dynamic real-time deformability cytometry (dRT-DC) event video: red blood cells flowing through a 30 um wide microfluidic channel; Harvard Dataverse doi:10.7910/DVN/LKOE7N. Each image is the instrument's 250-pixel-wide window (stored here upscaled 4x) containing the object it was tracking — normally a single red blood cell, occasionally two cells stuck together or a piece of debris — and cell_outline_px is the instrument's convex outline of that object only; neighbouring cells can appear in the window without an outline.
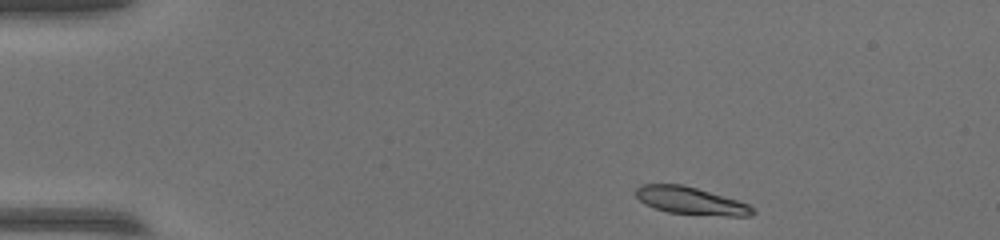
{"species": "common noctule bat (a hibernating species)", "species_latin": "Nyctalus noctula", "temperature_condition": "warm", "stored_images_in_passage": 46, "camera_frame_rate_fps": 3000, "um_per_image_px": 0.085, "animal": {"sex": "female", "body_mass_g": 17.0, "forearm_length_mm": 48.0}, "frame": {"image": 1, "passage_image": 1, "time_ms": 0.0, "image_size_px": [1000, 240], "cell_outline_px": [[756, 212], [752, 216], [728, 216], [668, 212], [644, 204], [636, 196], [636, 188], [640, 184], [680, 184], [696, 188], [736, 200], [748, 204], [756, 208]], "centroid_in_image_um": [58.73, 17.07], "position_along_channel_um": 26.3, "area_um2": 18.5}}
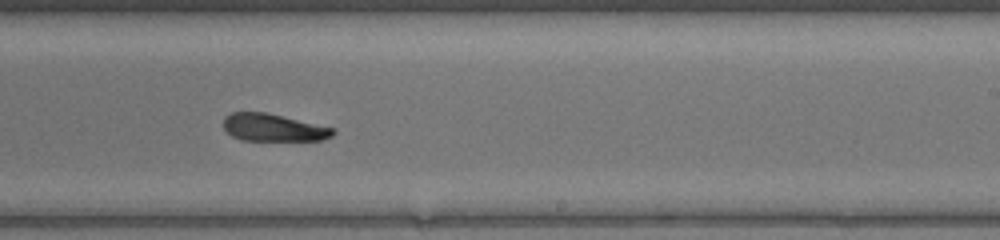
{"frame": {"image": 2, "passage_image": 26, "time_ms": 8.333, "image_size_px": [1000, 240], "cell_outline_px": [[336, 132], [332, 136], [320, 140], [240, 140], [232, 136], [224, 128], [224, 116], [232, 112], [264, 112], [336, 128]], "centroid_in_image_um": [23.24, 10.84], "position_along_channel_um": 265.8, "area_um2": 17.46}}
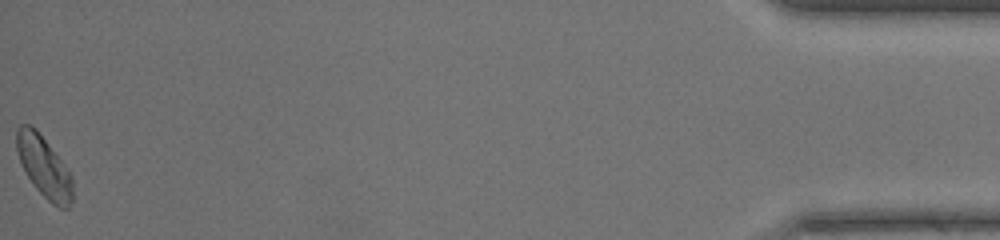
{"frame": {"image": 3, "passage_image": 46, "time_ms": 15.0, "image_size_px": [1000, 240], "cell_outline_px": [[72, 200], [68, 208], [60, 208], [52, 204], [32, 184], [20, 160], [16, 148], [16, 132], [20, 124], [28, 124], [36, 128], [72, 176]], "centroid_in_image_um": [3.73, 14.17], "position_along_channel_um": 431.5, "area_um2": 19.54}}